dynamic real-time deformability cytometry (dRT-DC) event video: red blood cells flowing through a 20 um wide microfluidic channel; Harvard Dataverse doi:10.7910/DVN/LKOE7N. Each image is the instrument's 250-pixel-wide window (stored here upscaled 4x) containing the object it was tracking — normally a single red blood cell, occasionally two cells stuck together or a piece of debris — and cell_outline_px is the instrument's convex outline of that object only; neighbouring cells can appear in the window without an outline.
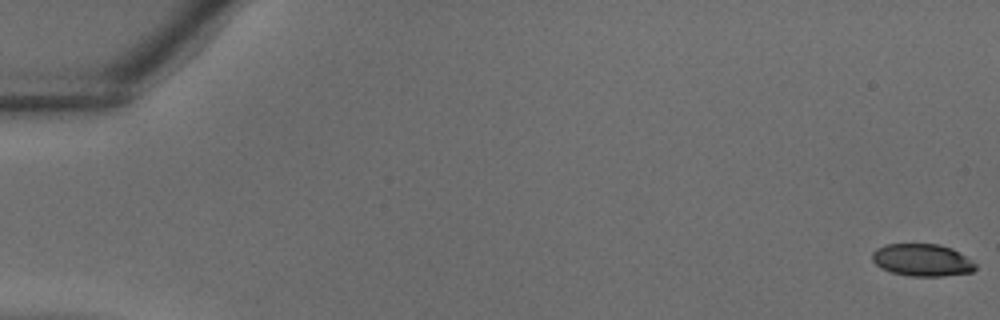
{"species": "common noctule bat (a hibernating species)", "species_latin": "Nyctalus noctula", "temperature_condition": "warm", "stored_images_in_passage": 39, "camera_frame_rate_fps": 3000, "um_per_image_px": 0.085, "animal": {"sex": "male", "body_mass_g": 18.8}, "frame": {"image": 1, "passage_image": 1, "time_ms": 0.0, "image_size_px": [1000, 320], "cell_outline_px": [[976, 268], [972, 272], [944, 276], [912, 276], [892, 272], [880, 268], [872, 260], [872, 252], [876, 248], [884, 244], [940, 244], [952, 248], [972, 260], [976, 264]], "centroid_in_image_um": [78.38, 22.1], "position_along_channel_um": 6.6, "area_um2": 19.54}}
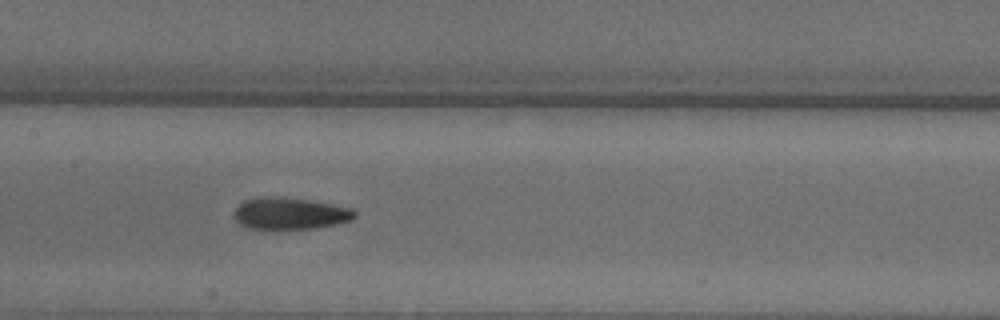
{"frame": {"image": 2, "passage_image": 20, "time_ms": 6.333, "image_size_px": [1000, 320], "cell_outline_px": [[356, 216], [352, 220], [336, 224], [316, 228], [248, 228], [240, 224], [232, 216], [232, 212], [244, 200], [264, 196], [284, 196], [332, 204], [352, 208], [356, 212]], "centroid_in_image_um": [24.64, 18.13], "position_along_channel_um": 182.8, "area_um2": 22.43}}
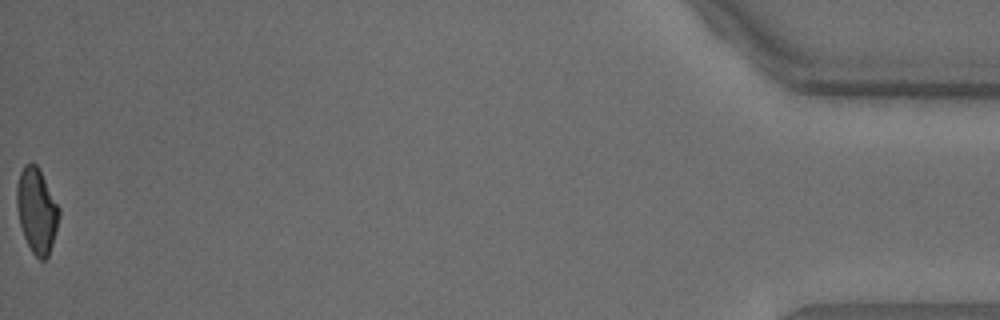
{"frame": {"image": 3, "passage_image": 39, "time_ms": 12.667, "image_size_px": [1000, 320], "cell_outline_px": [[60, 216], [56, 232], [48, 256], [44, 260], [40, 260], [32, 252], [24, 236], [20, 224], [16, 208], [16, 188], [20, 172], [24, 164], [36, 164], [60, 208]], "centroid_in_image_um": [3.12, 17.91], "position_along_channel_um": 432.1, "area_um2": 20.81}}